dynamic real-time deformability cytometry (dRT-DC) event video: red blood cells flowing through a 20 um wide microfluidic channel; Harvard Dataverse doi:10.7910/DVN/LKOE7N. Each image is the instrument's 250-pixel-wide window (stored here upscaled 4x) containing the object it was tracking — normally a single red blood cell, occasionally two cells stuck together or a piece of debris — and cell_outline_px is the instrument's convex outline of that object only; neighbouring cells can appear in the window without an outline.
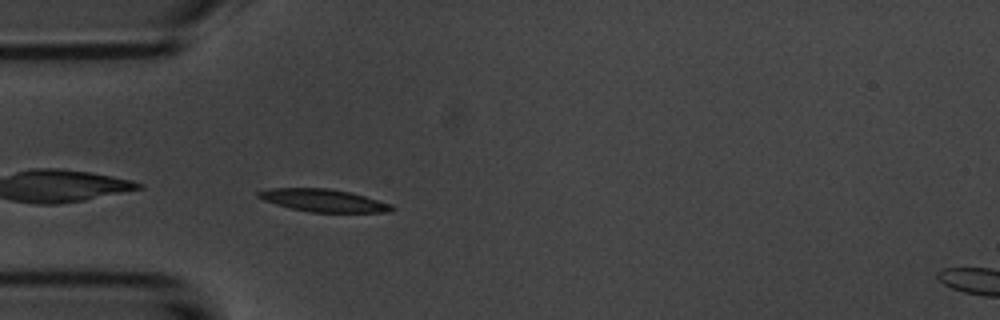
{"species": "common noctule bat (a hibernating species)", "species_latin": "Nyctalus noctula", "temperature_condition": "room temperature", "stored_images_in_passage": 5, "camera_frame_rate_fps": 3000, "um_per_image_px": 0.085, "animal": {"sex": "male", "body_mass_g": 20.1, "forearm_length_mm": 53.5}, "frame": {"image": 1, "passage_image": 4, "time_ms": 3.333, "image_size_px": [1000, 320], "cell_outline_px": [[396, 208], [392, 212], [312, 212], [292, 208], [276, 204], [264, 200], [256, 196], [256, 192], [268, 188], [328, 188], [348, 192], [364, 196], [392, 204]], "centroid_in_image_um": [27.5, 17.03], "position_along_channel_um": 57.5, "area_um2": 17.46}}